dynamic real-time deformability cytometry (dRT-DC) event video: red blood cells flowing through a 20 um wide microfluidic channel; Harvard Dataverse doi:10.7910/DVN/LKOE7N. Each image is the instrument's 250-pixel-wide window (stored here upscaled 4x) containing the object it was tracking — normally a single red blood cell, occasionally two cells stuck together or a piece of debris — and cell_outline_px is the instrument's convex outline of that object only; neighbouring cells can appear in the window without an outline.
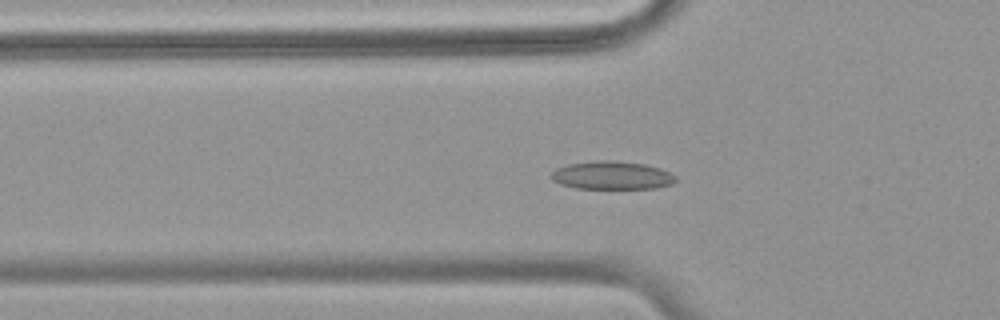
{"species": "common noctule bat (a hibernating species)", "species_latin": "Nyctalus noctula", "temperature_condition": "warm", "stored_images_in_passage": 56, "camera_frame_rate_fps": 3000, "um_per_image_px": 0.085, "animal": {"sex": "female", "body_mass_g": 18.4}, "frame": {"image": 1, "passage_image": 19, "time_ms": 6.0, "image_size_px": [1000, 320], "cell_outline_px": [[676, 180], [672, 184], [656, 188], [576, 188], [560, 184], [552, 180], [548, 176], [556, 168], [568, 164], [596, 160], [612, 160], [644, 164], [660, 168], [676, 176]], "centroid_in_image_um": [51.98, 14.9], "position_along_channel_um": 73.8, "area_um2": 20.46}}
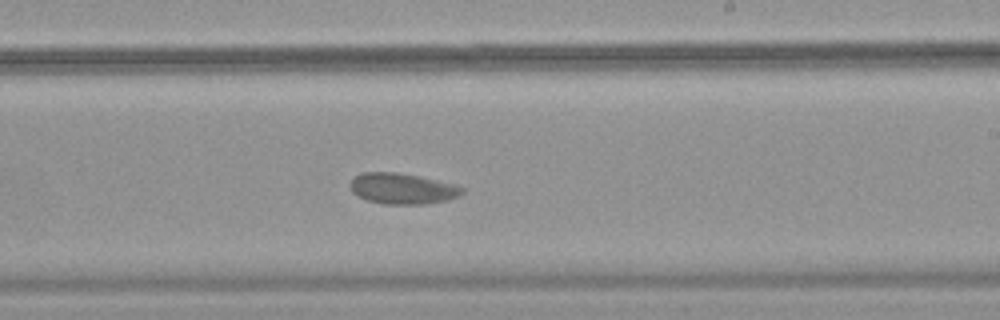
{"frame": {"image": 2, "passage_image": 34, "time_ms": 11.0, "image_size_px": [1000, 320], "cell_outline_px": [[464, 192], [460, 196], [448, 200], [428, 204], [384, 204], [368, 200], [352, 192], [348, 184], [360, 172], [396, 172], [416, 176], [452, 184], [464, 188]], "centroid_in_image_um": [34.19, 16.04], "position_along_channel_um": 254.8, "area_um2": 20.0}}
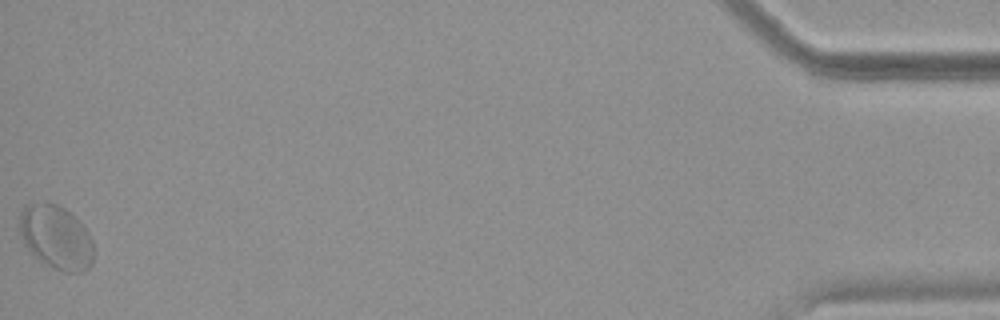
{"frame": {"image": 3, "passage_image": 56, "time_ms": 18.333, "image_size_px": [1000, 320], "cell_outline_px": [[92, 264], [84, 272], [64, 272], [40, 260], [28, 248], [20, 232], [20, 212], [28, 204], [48, 200], [64, 208], [88, 232], [92, 240]], "centroid_in_image_um": [4.77, 20.14], "position_along_channel_um": 430.4, "area_um2": 27.05}, "authors_computed_cell_mechanics": {"area_um2": 21.1548, "velocity_mm_per_s": 3.6245, "shape_relaxation_time_tau1_ms": 8.8456, "shape_relaxation_time_tau2_ms": null, "deformation_change_tau1": 0.1135, "deformation_change_tau2": null}}